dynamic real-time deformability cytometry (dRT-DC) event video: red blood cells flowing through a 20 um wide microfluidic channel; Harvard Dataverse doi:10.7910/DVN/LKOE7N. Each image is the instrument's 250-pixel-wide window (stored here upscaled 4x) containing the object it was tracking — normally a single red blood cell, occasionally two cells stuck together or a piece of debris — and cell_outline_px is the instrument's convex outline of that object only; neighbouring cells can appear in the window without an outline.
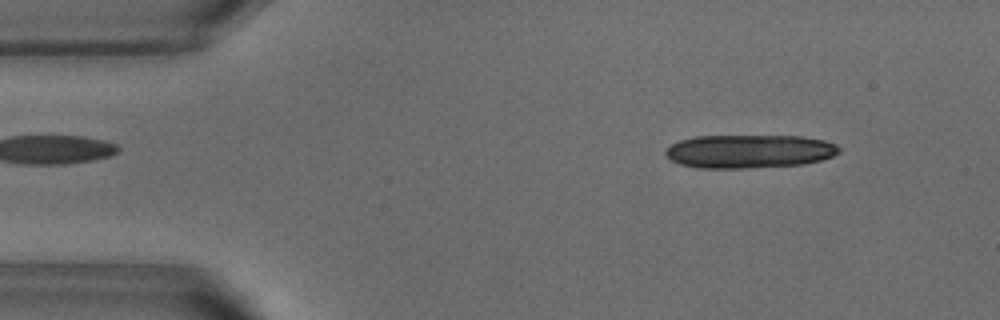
{"species": "common noctule bat (a hibernating species)", "species_latin": "Nyctalus noctula", "temperature_condition": "warm", "stored_images_in_passage": 16, "camera_frame_rate_fps": 3000, "um_per_image_px": 0.085, "animal": {"sex": "male", "body_mass_g": 18.8}, "frame": {"image": 1, "passage_image": 5, "time_ms": 1.333, "image_size_px": [1000, 320], "cell_outline_px": [[840, 152], [832, 156], [820, 160], [804, 164], [748, 168], [696, 168], [680, 164], [672, 160], [664, 152], [672, 144], [680, 140], [696, 136], [800, 136], [824, 140], [836, 144], [840, 148]], "centroid_in_image_um": [63.7, 12.86], "position_along_channel_um": 21.3, "area_um2": 33.81}}